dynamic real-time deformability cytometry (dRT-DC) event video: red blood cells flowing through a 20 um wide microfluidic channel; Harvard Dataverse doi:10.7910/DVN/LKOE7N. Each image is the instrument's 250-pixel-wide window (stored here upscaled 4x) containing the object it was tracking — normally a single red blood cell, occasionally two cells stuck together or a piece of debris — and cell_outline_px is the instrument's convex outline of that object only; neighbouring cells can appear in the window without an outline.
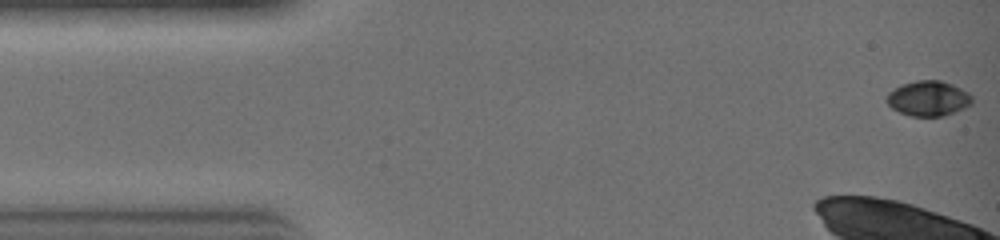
{"species": "common noctule bat (a hibernating species)", "species_latin": "Nyctalus noctula", "temperature_condition": "warm", "stored_images_in_passage": 27, "camera_frame_rate_fps": 3000, "um_per_image_px": 0.085, "animal": {"sex": "female", "body_mass_g": 19.0, "forearm_length_mm": 51.5}, "frame": {"image": 1, "passage_image": 1, "time_ms": 0.0, "image_size_px": [1000, 240], "cell_outline_px": [[972, 104], [964, 108], [940, 116], [912, 116], [900, 112], [892, 108], [888, 104], [888, 92], [900, 84], [916, 80], [940, 80], [952, 84], [968, 92], [972, 96]], "centroid_in_image_um": [78.91, 8.35], "position_along_channel_um": 6.1, "area_um2": 17.34}}
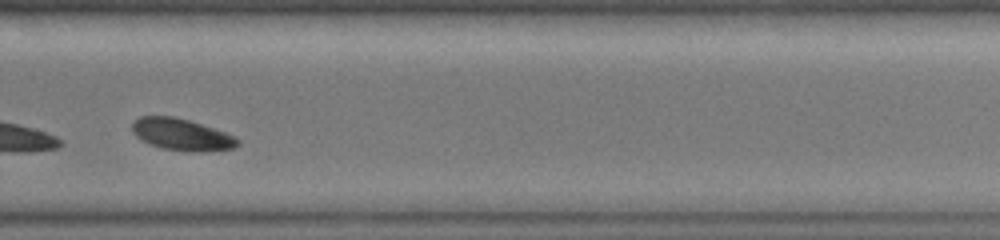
{"frame": {"image": 2, "passage_image": 22, "time_ms": 7.0, "image_size_px": [1000, 240], "cell_outline_px": [[240, 144], [232, 148], [200, 152], [196, 152], [164, 148], [140, 140], [132, 132], [132, 124], [140, 116], [172, 116], [188, 120], [224, 132], [240, 140]], "centroid_in_image_um": [15.42, 11.43], "position_along_channel_um": 314.4, "area_um2": 19.13}}
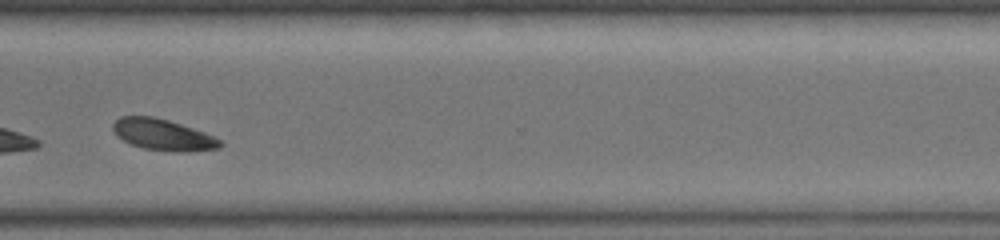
{"frame": {"image": 3, "passage_image": 24, "time_ms": 7.667, "image_size_px": [1000, 240], "cell_outline_px": [[224, 144], [220, 148], [188, 152], [172, 152], [144, 148], [132, 144], [116, 136], [112, 128], [112, 124], [120, 116], [152, 116], [168, 120], [204, 132], [220, 140]], "centroid_in_image_um": [13.85, 11.46], "position_along_channel_um": 356.8, "area_um2": 19.48}}